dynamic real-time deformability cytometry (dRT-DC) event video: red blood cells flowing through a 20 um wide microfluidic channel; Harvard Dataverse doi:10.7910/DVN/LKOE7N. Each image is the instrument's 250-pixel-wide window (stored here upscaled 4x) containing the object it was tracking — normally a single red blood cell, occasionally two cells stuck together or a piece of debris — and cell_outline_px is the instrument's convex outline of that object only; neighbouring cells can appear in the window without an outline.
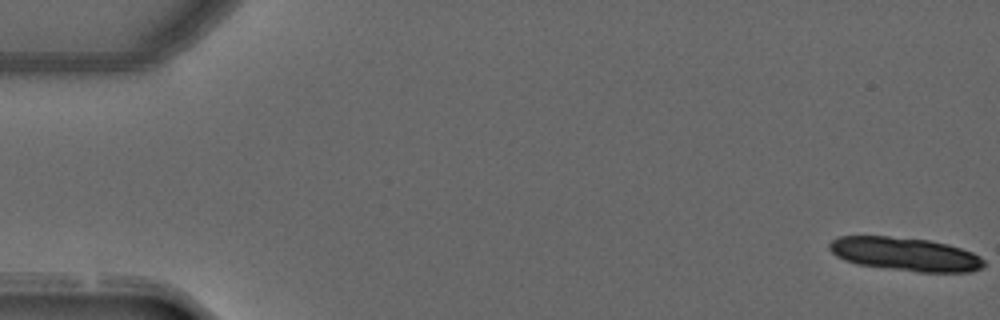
{"species": "common noctule bat (a hibernating species)", "species_latin": "Nyctalus noctula", "temperature_condition": "warm", "stored_images_in_passage": 13, "camera_frame_rate_fps": 3000, "um_per_image_px": 0.085, "animal": {"sex": "male", "forearm_length_mm": 52.5}, "frame": {"image": 1, "passage_image": 1, "time_ms": 0.0, "image_size_px": [1000, 320], "cell_outline_px": [[984, 264], [980, 268], [968, 272], [916, 272], [856, 264], [844, 260], [836, 256], [828, 248], [828, 244], [832, 240], [840, 236], [888, 236], [928, 240], [948, 244], [972, 252], [980, 256], [984, 260]], "centroid_in_image_um": [76.91, 21.6], "position_along_channel_um": 8.1, "area_um2": 30.17}}